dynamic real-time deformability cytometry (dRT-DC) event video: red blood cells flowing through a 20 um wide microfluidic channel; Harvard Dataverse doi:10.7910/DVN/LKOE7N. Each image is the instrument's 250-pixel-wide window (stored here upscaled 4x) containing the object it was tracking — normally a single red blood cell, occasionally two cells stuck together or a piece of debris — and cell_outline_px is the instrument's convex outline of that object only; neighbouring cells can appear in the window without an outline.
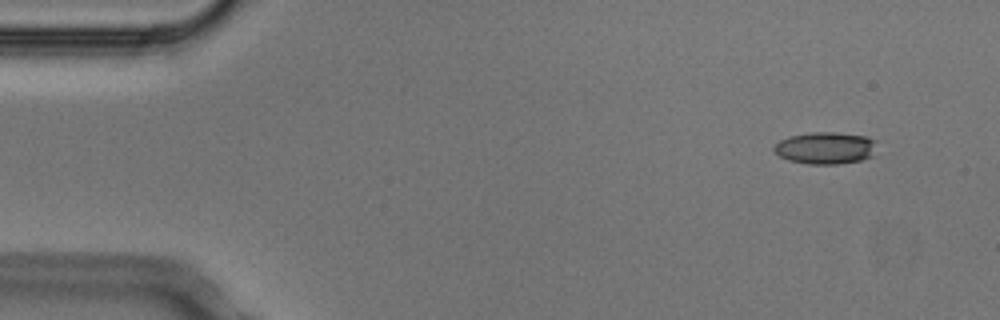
{"species": "Egyptian fruit bat (a non-hibernating species)", "species_latin": "Rousettus aegyptiacus", "temperature_condition": "cold", "stored_images_in_passage": 4, "camera_frame_rate_fps": 3000, "um_per_image_px": 0.085, "animal": {"sex": "male"}, "frame": {"image": 1, "passage_image": 1, "time_ms": 0.0, "image_size_px": [1000, 320], "cell_outline_px": [[876, 140], [872, 156], [860, 160], [836, 164], [808, 164], [788, 160], [780, 156], [772, 148], [780, 140], [788, 136], [812, 132], [836, 132], [868, 136]], "centroid_in_image_um": [70.16, 12.57], "position_along_channel_um": 14.8, "area_um2": 19.19}}
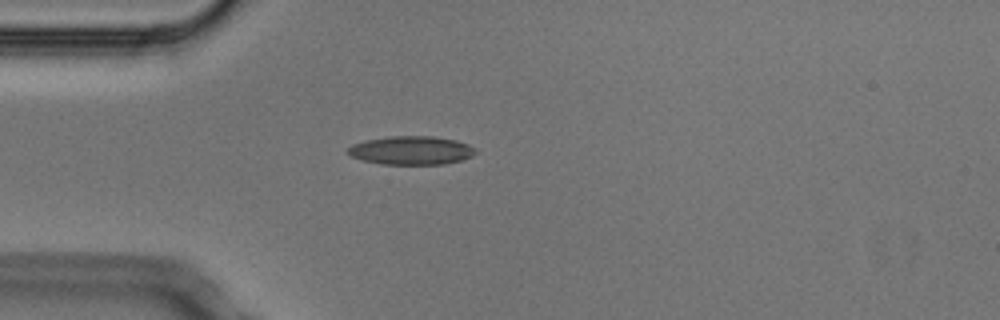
{"frame": {"image": 2, "passage_image": 4, "time_ms": 1.0, "image_size_px": [1000, 320], "cell_outline_px": [[476, 152], [472, 156], [460, 160], [444, 164], [384, 164], [364, 160], [352, 156], [348, 152], [348, 148], [352, 144], [364, 140], [388, 136], [432, 136], [456, 140], [468, 144], [476, 148]], "centroid_in_image_um": [34.97, 12.77], "position_along_channel_um": 50.0, "area_um2": 21.15}}